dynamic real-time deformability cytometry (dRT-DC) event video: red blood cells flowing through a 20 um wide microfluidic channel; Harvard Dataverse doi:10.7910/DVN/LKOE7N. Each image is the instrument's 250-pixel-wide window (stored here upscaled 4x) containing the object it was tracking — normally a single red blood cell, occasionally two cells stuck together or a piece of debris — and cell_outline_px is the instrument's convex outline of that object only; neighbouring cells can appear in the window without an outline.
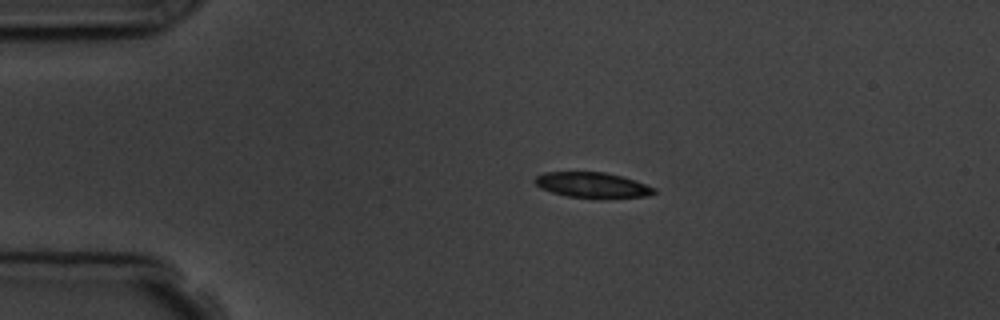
{"species": "common noctule bat (a hibernating species)", "species_latin": "Nyctalus noctula", "temperature_condition": "room temperature", "stored_images_in_passage": 5, "camera_frame_rate_fps": 3000, "um_per_image_px": 0.085, "animal": {"sex": "male", "body_mass_g": 19.5, "forearm_length_mm": 54.6}, "frame": {"image": 1, "passage_image": 3, "time_ms": 2.667, "image_size_px": [1000, 320], "cell_outline_px": [[656, 192], [648, 196], [608, 200], [600, 200], [568, 196], [552, 192], [540, 188], [532, 180], [536, 176], [544, 172], [604, 172], [636, 180], [656, 188]], "centroid_in_image_um": [50.39, 15.76], "position_along_channel_um": 34.6, "area_um2": 18.26}}
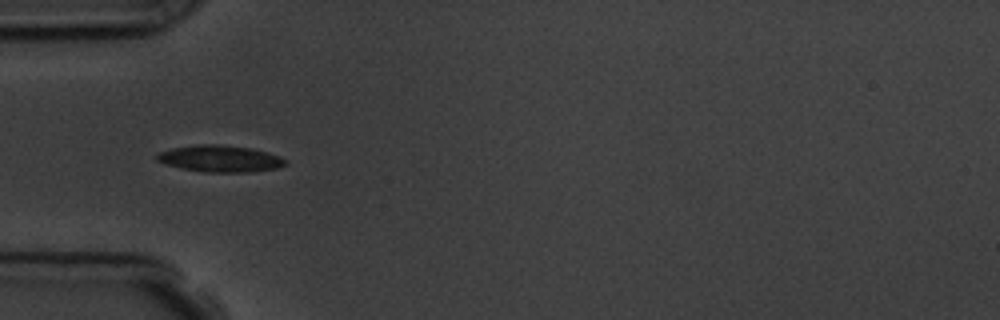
{"frame": {"image": 2, "passage_image": 5, "time_ms": 4.667, "image_size_px": [1000, 320], "cell_outline_px": [[288, 164], [276, 168], [252, 172], [204, 172], [180, 168], [164, 164], [156, 160], [156, 156], [160, 152], [172, 148], [196, 144], [216, 144], [248, 148], [280, 156], [288, 160]], "centroid_in_image_um": [18.69, 13.49], "position_along_channel_um": 66.3, "area_um2": 19.94}}